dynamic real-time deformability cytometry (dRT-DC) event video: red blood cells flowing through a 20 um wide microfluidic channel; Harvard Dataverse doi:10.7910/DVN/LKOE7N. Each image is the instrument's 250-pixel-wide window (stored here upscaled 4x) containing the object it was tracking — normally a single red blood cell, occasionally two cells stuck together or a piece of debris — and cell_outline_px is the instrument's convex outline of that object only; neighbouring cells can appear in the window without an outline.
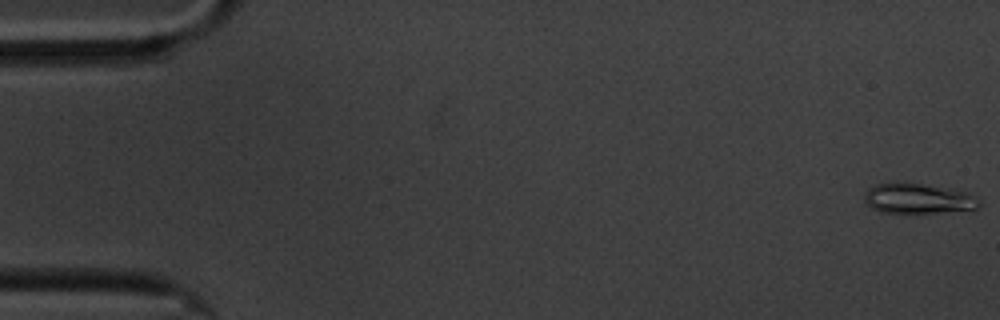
{"species": "common noctule bat (a hibernating species)", "species_latin": "Nyctalus noctula", "temperature_condition": "cold", "stored_images_in_passage": 16, "camera_frame_rate_fps": 3000, "um_per_image_px": 0.085, "animal": {"sex": "male", "body_mass_g": 20.1, "forearm_length_mm": 53.5}, "frame": {"image": 1, "passage_image": 1, "time_ms": 0.0, "image_size_px": [1000, 320], "cell_outline_px": [[980, 204], [976, 208], [936, 212], [880, 212], [872, 208], [864, 200], [864, 192], [868, 188], [876, 184], [892, 180], [952, 188], [968, 192], [976, 196]], "centroid_in_image_um": [77.98, 16.83], "position_along_channel_um": 7.0, "area_um2": 20.35}}